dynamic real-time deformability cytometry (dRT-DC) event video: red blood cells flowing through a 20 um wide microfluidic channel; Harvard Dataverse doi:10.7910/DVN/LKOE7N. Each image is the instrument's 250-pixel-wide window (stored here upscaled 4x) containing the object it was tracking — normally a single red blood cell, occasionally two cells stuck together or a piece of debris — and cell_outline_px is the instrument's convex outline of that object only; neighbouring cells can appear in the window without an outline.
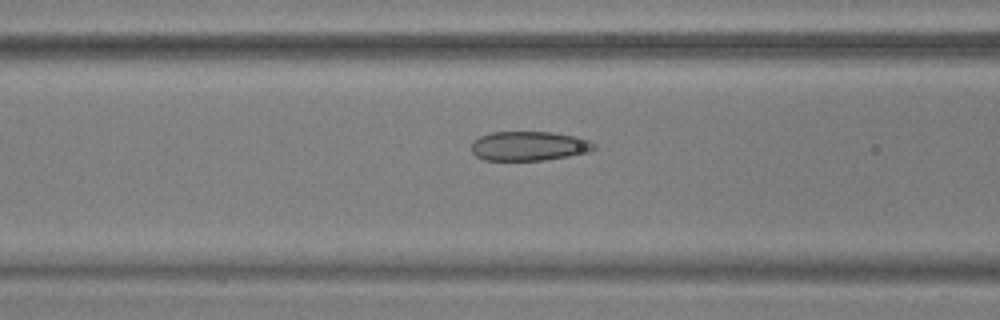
{"species": "common noctule bat (a hibernating species)", "species_latin": "Nyctalus noctula", "temperature_condition": "warm", "stored_images_in_passage": 50, "camera_frame_rate_fps": 3000, "um_per_image_px": 0.085, "animal": {"sex": "male", "body_mass_g": 17.9, "forearm_length_mm": 54.2}, "frame": {"image": 1, "passage_image": 18, "time_ms": 5.667, "image_size_px": [1000, 320], "cell_outline_px": [[596, 148], [588, 152], [568, 156], [544, 160], [484, 160], [476, 156], [472, 152], [472, 140], [480, 136], [492, 132], [552, 132], [576, 136], [588, 140], [596, 144]], "centroid_in_image_um": [44.96, 12.41], "position_along_channel_um": 121.6, "area_um2": 21.04}}
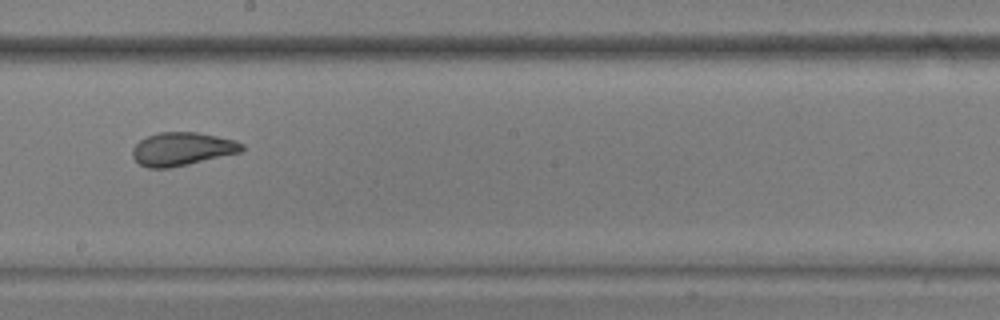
{"frame": {"image": 2, "passage_image": 27, "time_ms": 8.667, "image_size_px": [1000, 320], "cell_outline_px": [[244, 148], [240, 152], [188, 164], [168, 168], [148, 168], [140, 164], [132, 156], [132, 148], [140, 140], [148, 136], [160, 132], [196, 132], [236, 140], [244, 144]], "centroid_in_image_um": [15.47, 12.66], "position_along_channel_um": 232.7, "area_um2": 21.04}}
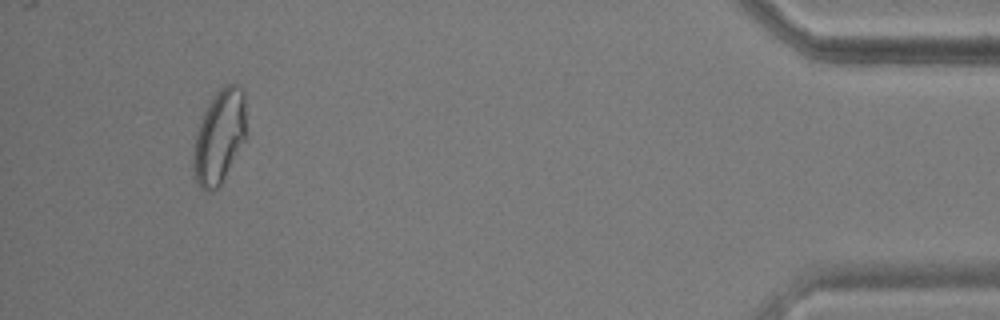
{"frame": {"image": 3, "passage_image": 47, "time_ms": 15.333, "image_size_px": [1000, 320], "cell_outline_px": [[244, 140], [220, 184], [212, 192], [204, 192], [200, 188], [196, 180], [192, 164], [192, 156], [196, 136], [204, 112], [212, 96], [224, 84], [240, 84], [244, 92]], "centroid_in_image_um": [18.61, 11.61], "position_along_channel_um": 416.6, "area_um2": 28.38}, "authors_computed_cell_mechanics": {"area_um2": 23.5535, "velocity_mm_per_s": 3.7012, "shape_relaxation_time_tau1_ms": 8.2411, "shape_relaxation_time_tau2_ms": 1.2935, "deformation_change_tau1": 0.1982, "deformation_change_tau2": 0.0578}}